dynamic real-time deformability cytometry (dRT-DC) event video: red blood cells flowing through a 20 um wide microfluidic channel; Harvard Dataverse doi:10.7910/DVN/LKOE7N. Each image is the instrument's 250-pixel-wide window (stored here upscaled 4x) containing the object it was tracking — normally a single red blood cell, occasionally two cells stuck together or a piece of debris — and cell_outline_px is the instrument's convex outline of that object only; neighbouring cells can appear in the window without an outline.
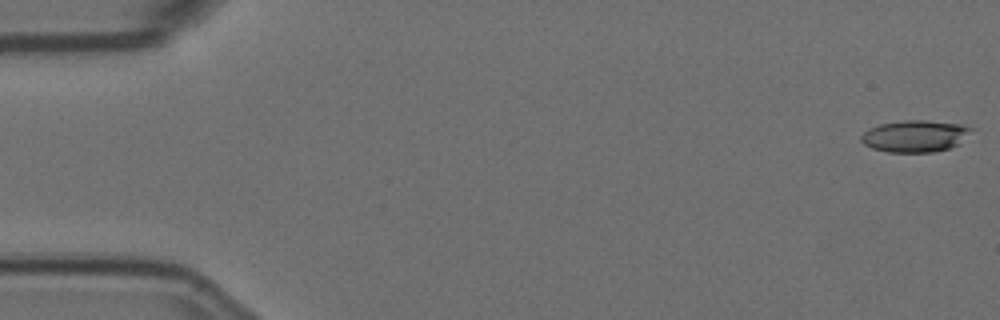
{"species": "Egyptian fruit bat (a non-hibernating species)", "species_latin": "Rousettus aegyptiacus", "temperature_condition": "room temperature", "stored_images_in_passage": 5, "camera_frame_rate_fps": 3000, "um_per_image_px": 0.085, "animal": {"sex": "female"}, "frame": {"image": 1, "passage_image": 1, "time_ms": 0.0, "image_size_px": [1000, 320], "cell_outline_px": [[976, 128], [956, 144], [948, 148], [932, 152], [888, 152], [872, 148], [864, 144], [860, 140], [860, 136], [868, 128], [880, 124], [904, 120], [924, 120], [960, 124]], "centroid_in_image_um": [77.74, 11.56], "position_along_channel_um": 7.3, "area_um2": 20.29}}
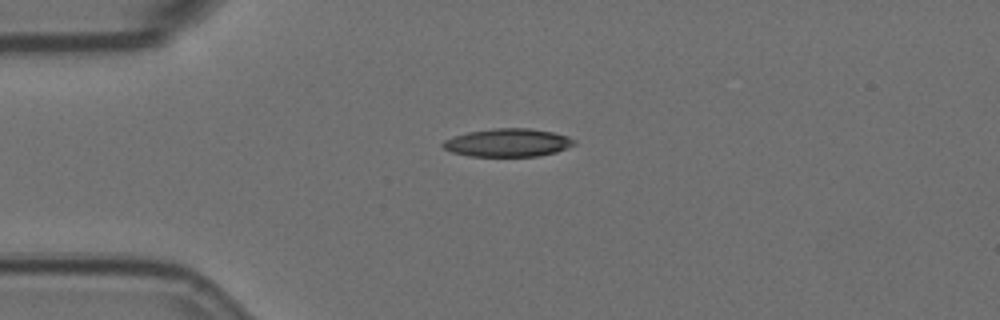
{"frame": {"image": 2, "passage_image": 4, "time_ms": 1.0, "image_size_px": [1000, 320], "cell_outline_px": [[576, 144], [556, 152], [540, 156], [472, 156], [452, 152], [444, 148], [440, 144], [444, 140], [452, 136], [468, 132], [492, 128], [528, 128], [552, 132], [568, 136], [576, 140]], "centroid_in_image_um": [43.16, 12.12], "position_along_channel_um": 41.8, "area_um2": 21.56}}